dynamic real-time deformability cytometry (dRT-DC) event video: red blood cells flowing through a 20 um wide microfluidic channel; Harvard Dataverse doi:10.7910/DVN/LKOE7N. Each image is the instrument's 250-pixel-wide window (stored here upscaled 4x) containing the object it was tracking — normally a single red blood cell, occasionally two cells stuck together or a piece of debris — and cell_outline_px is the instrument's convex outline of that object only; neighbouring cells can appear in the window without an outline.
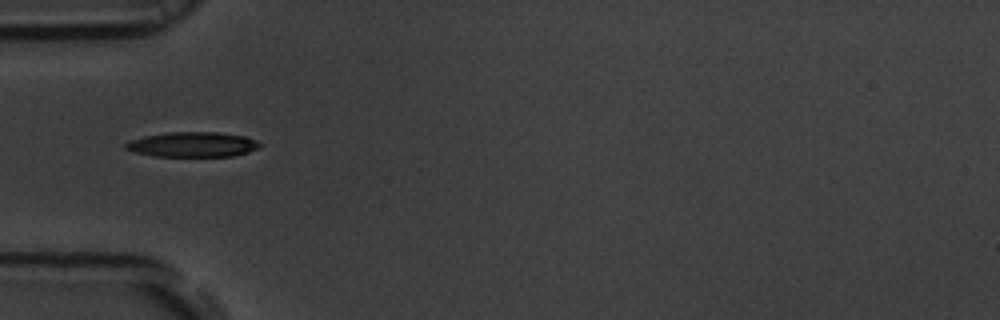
{"species": "common noctule bat (a hibernating species)", "species_latin": "Nyctalus noctula", "temperature_condition": "room temperature", "stored_images_in_passage": 38, "camera_frame_rate_fps": 3000, "um_per_image_px": 0.085, "animal": {"sex": "male", "body_mass_g": 19.5, "forearm_length_mm": 54.6}, "frame": {"image": 1, "passage_image": 1, "time_ms": 0.0, "image_size_px": [1000, 320], "cell_outline_px": [[260, 148], [248, 152], [232, 156], [152, 156], [136, 152], [124, 148], [124, 144], [128, 140], [144, 136], [168, 132], [216, 132], [244, 136], [256, 140], [260, 144]], "centroid_in_image_um": [16.34, 12.28], "position_along_channel_um": 68.7, "area_um2": 19.54}}
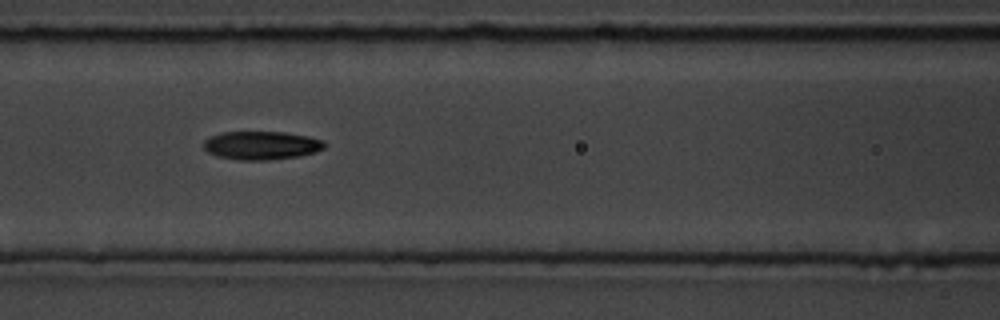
{"frame": {"image": 2, "passage_image": 7, "time_ms": 2.0, "image_size_px": [1000, 320], "cell_outline_px": [[328, 144], [324, 148], [316, 152], [300, 156], [268, 160], [240, 160], [216, 156], [208, 152], [204, 148], [204, 140], [220, 132], [284, 132], [308, 136], [324, 140]], "centroid_in_image_um": [22.26, 12.36], "position_along_channel_um": 144.3, "area_um2": 20.17}}
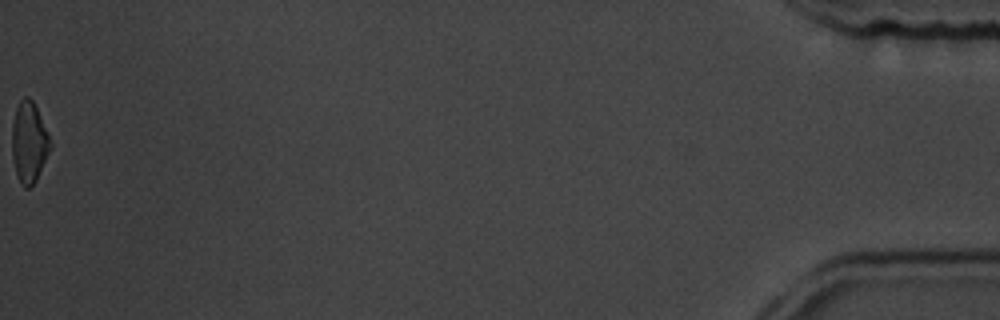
{"frame": {"image": 3, "passage_image": 38, "time_ms": 12.333, "image_size_px": [1000, 320], "cell_outline_px": [[52, 148], [36, 180], [28, 188], [24, 188], [16, 176], [12, 156], [12, 120], [16, 108], [20, 100], [24, 96], [28, 96], [32, 100], [36, 108], [52, 144]], "centroid_in_image_um": [2.45, 12.11], "position_along_channel_um": 432.7, "area_um2": 18.03}, "authors_computed_cell_mechanics": {"area_um2": 19.5364, "velocity_mm_per_s": 3.7855, "shape_relaxation_time_tau1_ms": 3.2643, "shape_relaxation_time_tau2_ms": 5.413, "deformation_change_tau1": 0.1209, "deformation_change_tau2": 0.1323}}